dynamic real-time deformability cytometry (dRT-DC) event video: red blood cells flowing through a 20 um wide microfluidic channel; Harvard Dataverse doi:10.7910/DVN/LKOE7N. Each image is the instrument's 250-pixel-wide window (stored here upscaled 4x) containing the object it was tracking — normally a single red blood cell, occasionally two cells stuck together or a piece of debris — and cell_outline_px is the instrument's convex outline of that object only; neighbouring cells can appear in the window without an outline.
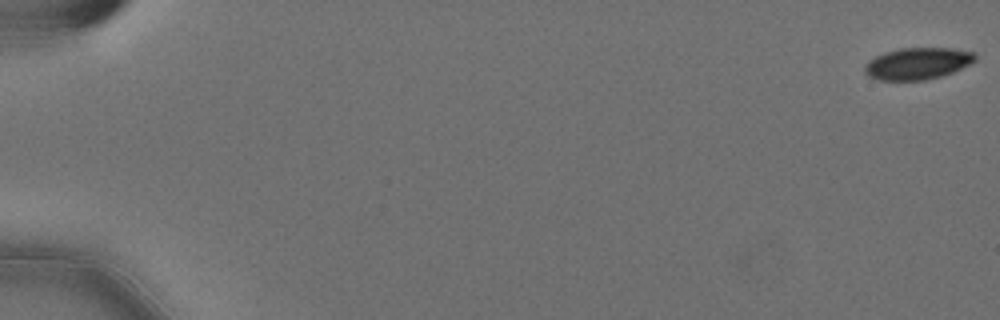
{"species": "Egyptian fruit bat (a non-hibernating species)", "species_latin": "Rousettus aegyptiacus", "temperature_condition": "cold", "stored_images_in_passage": 57, "camera_frame_rate_fps": 3000, "um_per_image_px": 0.085, "animal": {"sex": "female"}, "frame": {"image": 1, "passage_image": 1, "time_ms": 0.0, "image_size_px": [1000, 320], "cell_outline_px": [[976, 60], [952, 72], [940, 76], [924, 80], [876, 80], [868, 76], [864, 72], [864, 64], [868, 60], [884, 52], [900, 48], [952, 48], [976, 52]], "centroid_in_image_um": [77.96, 5.39], "position_along_channel_um": 7.0, "area_um2": 20.52}}
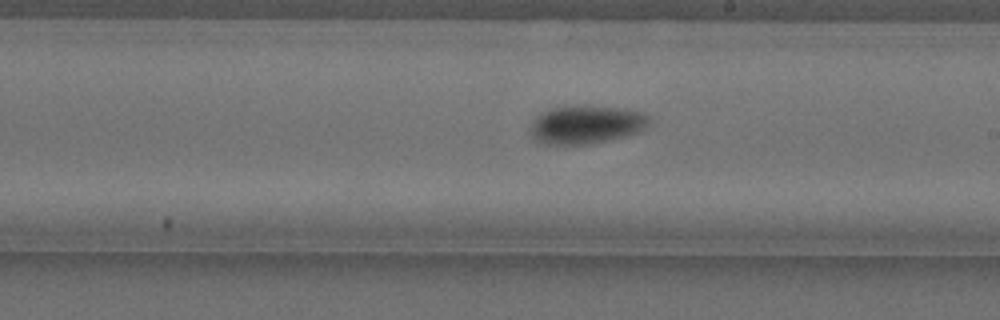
{"frame": {"image": 2, "passage_image": 35, "time_ms": 11.333, "image_size_px": [1000, 320], "cell_outline_px": [[652, 120], [644, 128], [636, 132], [624, 136], [608, 140], [588, 144], [548, 144], [532, 140], [528, 132], [532, 120], [540, 112], [548, 108], [576, 104], [584, 104], [624, 108], [644, 112]], "centroid_in_image_um": [49.76, 10.55], "position_along_channel_um": 239.2, "area_um2": 27.34}}
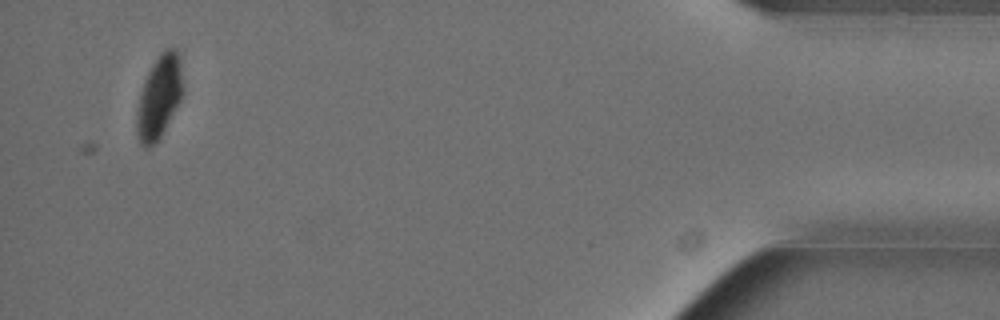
{"frame": {"image": 3, "passage_image": 56, "time_ms": 18.333, "image_size_px": [1000, 320], "cell_outline_px": [[184, 92], [180, 100], [160, 136], [148, 148], [140, 144], [136, 132], [136, 112], [140, 92], [144, 80], [152, 64], [160, 52], [164, 48], [176, 48], [180, 52]], "centroid_in_image_um": [13.54, 8.16], "position_along_channel_um": 421.7, "area_um2": 22.48}}